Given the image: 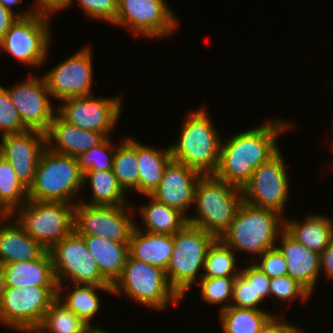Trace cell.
<instances>
[{
    "instance_id": "cell-40",
    "label": "cell",
    "mask_w": 333,
    "mask_h": 333,
    "mask_svg": "<svg viewBox=\"0 0 333 333\" xmlns=\"http://www.w3.org/2000/svg\"><path fill=\"white\" fill-rule=\"evenodd\" d=\"M29 130L14 108L8 90L0 84V137Z\"/></svg>"
},
{
    "instance_id": "cell-36",
    "label": "cell",
    "mask_w": 333,
    "mask_h": 333,
    "mask_svg": "<svg viewBox=\"0 0 333 333\" xmlns=\"http://www.w3.org/2000/svg\"><path fill=\"white\" fill-rule=\"evenodd\" d=\"M236 277H215V278H201L197 285L199 290L197 293L200 295L203 302L210 305L218 304V312L231 306L233 284Z\"/></svg>"
},
{
    "instance_id": "cell-51",
    "label": "cell",
    "mask_w": 333,
    "mask_h": 333,
    "mask_svg": "<svg viewBox=\"0 0 333 333\" xmlns=\"http://www.w3.org/2000/svg\"><path fill=\"white\" fill-rule=\"evenodd\" d=\"M332 121H333V120H332ZM331 125H332V133H333V122H332ZM332 136H333V135H332ZM331 141H332V142H331V145H332L331 147H332V151H333V140H331Z\"/></svg>"
},
{
    "instance_id": "cell-32",
    "label": "cell",
    "mask_w": 333,
    "mask_h": 333,
    "mask_svg": "<svg viewBox=\"0 0 333 333\" xmlns=\"http://www.w3.org/2000/svg\"><path fill=\"white\" fill-rule=\"evenodd\" d=\"M275 314L272 310L230 306L218 312V319L223 333H257Z\"/></svg>"
},
{
    "instance_id": "cell-22",
    "label": "cell",
    "mask_w": 333,
    "mask_h": 333,
    "mask_svg": "<svg viewBox=\"0 0 333 333\" xmlns=\"http://www.w3.org/2000/svg\"><path fill=\"white\" fill-rule=\"evenodd\" d=\"M47 250L9 215H0V266L40 258Z\"/></svg>"
},
{
    "instance_id": "cell-18",
    "label": "cell",
    "mask_w": 333,
    "mask_h": 333,
    "mask_svg": "<svg viewBox=\"0 0 333 333\" xmlns=\"http://www.w3.org/2000/svg\"><path fill=\"white\" fill-rule=\"evenodd\" d=\"M46 147V133L38 130L0 137V155L12 165L17 179L27 189L34 181L38 161Z\"/></svg>"
},
{
    "instance_id": "cell-52",
    "label": "cell",
    "mask_w": 333,
    "mask_h": 333,
    "mask_svg": "<svg viewBox=\"0 0 333 333\" xmlns=\"http://www.w3.org/2000/svg\"><path fill=\"white\" fill-rule=\"evenodd\" d=\"M86 331H76V332H73V333H85Z\"/></svg>"
},
{
    "instance_id": "cell-8",
    "label": "cell",
    "mask_w": 333,
    "mask_h": 333,
    "mask_svg": "<svg viewBox=\"0 0 333 333\" xmlns=\"http://www.w3.org/2000/svg\"><path fill=\"white\" fill-rule=\"evenodd\" d=\"M75 204L28 200L10 215L46 250L74 230Z\"/></svg>"
},
{
    "instance_id": "cell-38",
    "label": "cell",
    "mask_w": 333,
    "mask_h": 333,
    "mask_svg": "<svg viewBox=\"0 0 333 333\" xmlns=\"http://www.w3.org/2000/svg\"><path fill=\"white\" fill-rule=\"evenodd\" d=\"M111 137H107L100 145L81 153L77 158L83 173L86 171L112 170L116 146Z\"/></svg>"
},
{
    "instance_id": "cell-10",
    "label": "cell",
    "mask_w": 333,
    "mask_h": 333,
    "mask_svg": "<svg viewBox=\"0 0 333 333\" xmlns=\"http://www.w3.org/2000/svg\"><path fill=\"white\" fill-rule=\"evenodd\" d=\"M175 14L167 0H118L113 25L124 27L135 37L162 40L179 30Z\"/></svg>"
},
{
    "instance_id": "cell-11",
    "label": "cell",
    "mask_w": 333,
    "mask_h": 333,
    "mask_svg": "<svg viewBox=\"0 0 333 333\" xmlns=\"http://www.w3.org/2000/svg\"><path fill=\"white\" fill-rule=\"evenodd\" d=\"M57 287H6L0 303V325L19 333H34L51 303Z\"/></svg>"
},
{
    "instance_id": "cell-26",
    "label": "cell",
    "mask_w": 333,
    "mask_h": 333,
    "mask_svg": "<svg viewBox=\"0 0 333 333\" xmlns=\"http://www.w3.org/2000/svg\"><path fill=\"white\" fill-rule=\"evenodd\" d=\"M64 284L57 285V299L88 325H94L92 320L102 309V298L98 292L112 295V286Z\"/></svg>"
},
{
    "instance_id": "cell-42",
    "label": "cell",
    "mask_w": 333,
    "mask_h": 333,
    "mask_svg": "<svg viewBox=\"0 0 333 333\" xmlns=\"http://www.w3.org/2000/svg\"><path fill=\"white\" fill-rule=\"evenodd\" d=\"M253 262L270 279L279 276H288L286 259L277 247L266 250L254 259Z\"/></svg>"
},
{
    "instance_id": "cell-9",
    "label": "cell",
    "mask_w": 333,
    "mask_h": 333,
    "mask_svg": "<svg viewBox=\"0 0 333 333\" xmlns=\"http://www.w3.org/2000/svg\"><path fill=\"white\" fill-rule=\"evenodd\" d=\"M51 19L34 13L19 17L0 40V52H6L27 68H43L52 47Z\"/></svg>"
},
{
    "instance_id": "cell-39",
    "label": "cell",
    "mask_w": 333,
    "mask_h": 333,
    "mask_svg": "<svg viewBox=\"0 0 333 333\" xmlns=\"http://www.w3.org/2000/svg\"><path fill=\"white\" fill-rule=\"evenodd\" d=\"M74 1L77 2L76 4L82 9L81 11L87 19L114 24L118 10V0H68L67 10L74 4Z\"/></svg>"
},
{
    "instance_id": "cell-45",
    "label": "cell",
    "mask_w": 333,
    "mask_h": 333,
    "mask_svg": "<svg viewBox=\"0 0 333 333\" xmlns=\"http://www.w3.org/2000/svg\"><path fill=\"white\" fill-rule=\"evenodd\" d=\"M35 2L36 4L30 5L32 13L54 17V15L57 16V13L66 10L68 0H37Z\"/></svg>"
},
{
    "instance_id": "cell-20",
    "label": "cell",
    "mask_w": 333,
    "mask_h": 333,
    "mask_svg": "<svg viewBox=\"0 0 333 333\" xmlns=\"http://www.w3.org/2000/svg\"><path fill=\"white\" fill-rule=\"evenodd\" d=\"M276 247L286 259L288 276L313 295L320 280V254L297 242L285 230L280 234Z\"/></svg>"
},
{
    "instance_id": "cell-14",
    "label": "cell",
    "mask_w": 333,
    "mask_h": 333,
    "mask_svg": "<svg viewBox=\"0 0 333 333\" xmlns=\"http://www.w3.org/2000/svg\"><path fill=\"white\" fill-rule=\"evenodd\" d=\"M132 203L121 206L75 204L74 230L82 236H97L118 243H129L135 228Z\"/></svg>"
},
{
    "instance_id": "cell-25",
    "label": "cell",
    "mask_w": 333,
    "mask_h": 333,
    "mask_svg": "<svg viewBox=\"0 0 333 333\" xmlns=\"http://www.w3.org/2000/svg\"><path fill=\"white\" fill-rule=\"evenodd\" d=\"M311 213L302 220L285 217V231L297 242L321 254L333 240V217Z\"/></svg>"
},
{
    "instance_id": "cell-23",
    "label": "cell",
    "mask_w": 333,
    "mask_h": 333,
    "mask_svg": "<svg viewBox=\"0 0 333 333\" xmlns=\"http://www.w3.org/2000/svg\"><path fill=\"white\" fill-rule=\"evenodd\" d=\"M143 197L148 201L138 207V203L132 202L135 216L139 215L141 219V223L135 221V228L148 233L174 235L187 223V217L178 209L163 204L152 195Z\"/></svg>"
},
{
    "instance_id": "cell-49",
    "label": "cell",
    "mask_w": 333,
    "mask_h": 333,
    "mask_svg": "<svg viewBox=\"0 0 333 333\" xmlns=\"http://www.w3.org/2000/svg\"><path fill=\"white\" fill-rule=\"evenodd\" d=\"M5 288H6V284H5V280H4V275H3L2 268L0 267V303L2 301L4 292H5Z\"/></svg>"
},
{
    "instance_id": "cell-19",
    "label": "cell",
    "mask_w": 333,
    "mask_h": 333,
    "mask_svg": "<svg viewBox=\"0 0 333 333\" xmlns=\"http://www.w3.org/2000/svg\"><path fill=\"white\" fill-rule=\"evenodd\" d=\"M202 176L197 170L171 160L165 167L159 187L152 196L167 206L174 207L186 217L194 203L197 181Z\"/></svg>"
},
{
    "instance_id": "cell-4",
    "label": "cell",
    "mask_w": 333,
    "mask_h": 333,
    "mask_svg": "<svg viewBox=\"0 0 333 333\" xmlns=\"http://www.w3.org/2000/svg\"><path fill=\"white\" fill-rule=\"evenodd\" d=\"M242 202V189L214 175H202L195 187L192 207L195 214H188L187 223L220 239L229 229Z\"/></svg>"
},
{
    "instance_id": "cell-46",
    "label": "cell",
    "mask_w": 333,
    "mask_h": 333,
    "mask_svg": "<svg viewBox=\"0 0 333 333\" xmlns=\"http://www.w3.org/2000/svg\"><path fill=\"white\" fill-rule=\"evenodd\" d=\"M320 277L325 275L326 280H333V240L328 244L327 248L320 254ZM322 272V273H321Z\"/></svg>"
},
{
    "instance_id": "cell-7",
    "label": "cell",
    "mask_w": 333,
    "mask_h": 333,
    "mask_svg": "<svg viewBox=\"0 0 333 333\" xmlns=\"http://www.w3.org/2000/svg\"><path fill=\"white\" fill-rule=\"evenodd\" d=\"M217 238L189 223L173 235V253L166 269L170 287L184 301L202 278L207 251Z\"/></svg>"
},
{
    "instance_id": "cell-35",
    "label": "cell",
    "mask_w": 333,
    "mask_h": 333,
    "mask_svg": "<svg viewBox=\"0 0 333 333\" xmlns=\"http://www.w3.org/2000/svg\"><path fill=\"white\" fill-rule=\"evenodd\" d=\"M90 326L56 298L34 333H73L86 331Z\"/></svg>"
},
{
    "instance_id": "cell-1",
    "label": "cell",
    "mask_w": 333,
    "mask_h": 333,
    "mask_svg": "<svg viewBox=\"0 0 333 333\" xmlns=\"http://www.w3.org/2000/svg\"><path fill=\"white\" fill-rule=\"evenodd\" d=\"M291 119L275 117L255 127L222 137L219 165L213 174L217 179L243 189L253 171L279 149V137L293 129Z\"/></svg>"
},
{
    "instance_id": "cell-41",
    "label": "cell",
    "mask_w": 333,
    "mask_h": 333,
    "mask_svg": "<svg viewBox=\"0 0 333 333\" xmlns=\"http://www.w3.org/2000/svg\"><path fill=\"white\" fill-rule=\"evenodd\" d=\"M265 304L267 305L268 303H265L262 298H256L255 279H246L240 273L234 280L231 306L247 309H264L265 306L263 305Z\"/></svg>"
},
{
    "instance_id": "cell-44",
    "label": "cell",
    "mask_w": 333,
    "mask_h": 333,
    "mask_svg": "<svg viewBox=\"0 0 333 333\" xmlns=\"http://www.w3.org/2000/svg\"><path fill=\"white\" fill-rule=\"evenodd\" d=\"M279 314L273 315L257 333H305L299 325L289 323L281 317L283 314Z\"/></svg>"
},
{
    "instance_id": "cell-48",
    "label": "cell",
    "mask_w": 333,
    "mask_h": 333,
    "mask_svg": "<svg viewBox=\"0 0 333 333\" xmlns=\"http://www.w3.org/2000/svg\"><path fill=\"white\" fill-rule=\"evenodd\" d=\"M1 4L9 9L10 11H12L13 13H15L18 17H27L32 15V11L30 10V6L25 8L24 11L20 10V6H18V4H21V2H24L23 0H0ZM17 9L14 12V7Z\"/></svg>"
},
{
    "instance_id": "cell-37",
    "label": "cell",
    "mask_w": 333,
    "mask_h": 333,
    "mask_svg": "<svg viewBox=\"0 0 333 333\" xmlns=\"http://www.w3.org/2000/svg\"><path fill=\"white\" fill-rule=\"evenodd\" d=\"M312 296L304 286L289 276H279L270 279V299L271 302L274 300L275 304H281L283 307L287 304L291 307L292 302L297 299L303 305L308 303V300H312Z\"/></svg>"
},
{
    "instance_id": "cell-33",
    "label": "cell",
    "mask_w": 333,
    "mask_h": 333,
    "mask_svg": "<svg viewBox=\"0 0 333 333\" xmlns=\"http://www.w3.org/2000/svg\"><path fill=\"white\" fill-rule=\"evenodd\" d=\"M236 253L221 239H216L207 251L202 278L237 277L242 265L238 266L240 259Z\"/></svg>"
},
{
    "instance_id": "cell-21",
    "label": "cell",
    "mask_w": 333,
    "mask_h": 333,
    "mask_svg": "<svg viewBox=\"0 0 333 333\" xmlns=\"http://www.w3.org/2000/svg\"><path fill=\"white\" fill-rule=\"evenodd\" d=\"M107 137L105 133L68 124L56 114L46 132V146L53 152L78 157L100 145Z\"/></svg>"
},
{
    "instance_id": "cell-30",
    "label": "cell",
    "mask_w": 333,
    "mask_h": 333,
    "mask_svg": "<svg viewBox=\"0 0 333 333\" xmlns=\"http://www.w3.org/2000/svg\"><path fill=\"white\" fill-rule=\"evenodd\" d=\"M87 187L91 191L90 200L80 199V202L85 204L92 206H121L132 203L131 200L127 201L128 194L120 186L112 170L86 171L83 175L84 192L87 191V189L84 190Z\"/></svg>"
},
{
    "instance_id": "cell-50",
    "label": "cell",
    "mask_w": 333,
    "mask_h": 333,
    "mask_svg": "<svg viewBox=\"0 0 333 333\" xmlns=\"http://www.w3.org/2000/svg\"><path fill=\"white\" fill-rule=\"evenodd\" d=\"M85 333H110V331L105 330V328L102 329L101 327H99L98 325L95 324V326H94V325H91V326L86 330Z\"/></svg>"
},
{
    "instance_id": "cell-3",
    "label": "cell",
    "mask_w": 333,
    "mask_h": 333,
    "mask_svg": "<svg viewBox=\"0 0 333 333\" xmlns=\"http://www.w3.org/2000/svg\"><path fill=\"white\" fill-rule=\"evenodd\" d=\"M284 230L285 216L243 201L229 229L220 239L235 252L253 255L250 258L252 262L266 250L275 248Z\"/></svg>"
},
{
    "instance_id": "cell-13",
    "label": "cell",
    "mask_w": 333,
    "mask_h": 333,
    "mask_svg": "<svg viewBox=\"0 0 333 333\" xmlns=\"http://www.w3.org/2000/svg\"><path fill=\"white\" fill-rule=\"evenodd\" d=\"M57 285L112 286L100 273L82 235L73 230L49 250Z\"/></svg>"
},
{
    "instance_id": "cell-43",
    "label": "cell",
    "mask_w": 333,
    "mask_h": 333,
    "mask_svg": "<svg viewBox=\"0 0 333 333\" xmlns=\"http://www.w3.org/2000/svg\"><path fill=\"white\" fill-rule=\"evenodd\" d=\"M242 265L240 273L246 279H255L256 298H262L264 301L270 300V278L267 277L252 262Z\"/></svg>"
},
{
    "instance_id": "cell-47",
    "label": "cell",
    "mask_w": 333,
    "mask_h": 333,
    "mask_svg": "<svg viewBox=\"0 0 333 333\" xmlns=\"http://www.w3.org/2000/svg\"><path fill=\"white\" fill-rule=\"evenodd\" d=\"M19 17L5 8L0 2V40L5 36L10 26L18 19Z\"/></svg>"
},
{
    "instance_id": "cell-15",
    "label": "cell",
    "mask_w": 333,
    "mask_h": 333,
    "mask_svg": "<svg viewBox=\"0 0 333 333\" xmlns=\"http://www.w3.org/2000/svg\"><path fill=\"white\" fill-rule=\"evenodd\" d=\"M287 167L280 148L253 171L242 189L243 201L255 207L275 210L284 216L291 182Z\"/></svg>"
},
{
    "instance_id": "cell-34",
    "label": "cell",
    "mask_w": 333,
    "mask_h": 333,
    "mask_svg": "<svg viewBox=\"0 0 333 333\" xmlns=\"http://www.w3.org/2000/svg\"><path fill=\"white\" fill-rule=\"evenodd\" d=\"M28 201V189L16 177L12 165L0 155V215H9Z\"/></svg>"
},
{
    "instance_id": "cell-31",
    "label": "cell",
    "mask_w": 333,
    "mask_h": 333,
    "mask_svg": "<svg viewBox=\"0 0 333 333\" xmlns=\"http://www.w3.org/2000/svg\"><path fill=\"white\" fill-rule=\"evenodd\" d=\"M116 146L113 161V173L126 193L138 194L139 169L137 161V140L127 135Z\"/></svg>"
},
{
    "instance_id": "cell-2",
    "label": "cell",
    "mask_w": 333,
    "mask_h": 333,
    "mask_svg": "<svg viewBox=\"0 0 333 333\" xmlns=\"http://www.w3.org/2000/svg\"><path fill=\"white\" fill-rule=\"evenodd\" d=\"M206 105L187 113L181 122L178 140L169 144L172 160L213 175L219 165L222 135Z\"/></svg>"
},
{
    "instance_id": "cell-24",
    "label": "cell",
    "mask_w": 333,
    "mask_h": 333,
    "mask_svg": "<svg viewBox=\"0 0 333 333\" xmlns=\"http://www.w3.org/2000/svg\"><path fill=\"white\" fill-rule=\"evenodd\" d=\"M0 267L6 287H57L49 250L36 260L19 261Z\"/></svg>"
},
{
    "instance_id": "cell-27",
    "label": "cell",
    "mask_w": 333,
    "mask_h": 333,
    "mask_svg": "<svg viewBox=\"0 0 333 333\" xmlns=\"http://www.w3.org/2000/svg\"><path fill=\"white\" fill-rule=\"evenodd\" d=\"M173 245V235L148 233L134 228L129 241V255L166 271Z\"/></svg>"
},
{
    "instance_id": "cell-16",
    "label": "cell",
    "mask_w": 333,
    "mask_h": 333,
    "mask_svg": "<svg viewBox=\"0 0 333 333\" xmlns=\"http://www.w3.org/2000/svg\"><path fill=\"white\" fill-rule=\"evenodd\" d=\"M87 45L42 74L53 99L88 96L93 93V53Z\"/></svg>"
},
{
    "instance_id": "cell-29",
    "label": "cell",
    "mask_w": 333,
    "mask_h": 333,
    "mask_svg": "<svg viewBox=\"0 0 333 333\" xmlns=\"http://www.w3.org/2000/svg\"><path fill=\"white\" fill-rule=\"evenodd\" d=\"M171 160L169 145L158 149L137 140L138 195H152L154 193L159 187L165 167Z\"/></svg>"
},
{
    "instance_id": "cell-28",
    "label": "cell",
    "mask_w": 333,
    "mask_h": 333,
    "mask_svg": "<svg viewBox=\"0 0 333 333\" xmlns=\"http://www.w3.org/2000/svg\"><path fill=\"white\" fill-rule=\"evenodd\" d=\"M101 275L111 284L120 277L129 255V243H118L97 236H83Z\"/></svg>"
},
{
    "instance_id": "cell-12",
    "label": "cell",
    "mask_w": 333,
    "mask_h": 333,
    "mask_svg": "<svg viewBox=\"0 0 333 333\" xmlns=\"http://www.w3.org/2000/svg\"><path fill=\"white\" fill-rule=\"evenodd\" d=\"M121 98L119 95L105 97L96 94L69 97L57 103L56 114L68 124L111 137L122 116L124 103Z\"/></svg>"
},
{
    "instance_id": "cell-6",
    "label": "cell",
    "mask_w": 333,
    "mask_h": 333,
    "mask_svg": "<svg viewBox=\"0 0 333 333\" xmlns=\"http://www.w3.org/2000/svg\"><path fill=\"white\" fill-rule=\"evenodd\" d=\"M114 296H125L136 304L155 311H165L182 299L170 287L166 272L128 255L120 277L112 285ZM121 294V295H120Z\"/></svg>"
},
{
    "instance_id": "cell-17",
    "label": "cell",
    "mask_w": 333,
    "mask_h": 333,
    "mask_svg": "<svg viewBox=\"0 0 333 333\" xmlns=\"http://www.w3.org/2000/svg\"><path fill=\"white\" fill-rule=\"evenodd\" d=\"M9 93L14 108L18 111L24 125L29 130L46 133L56 115L57 106L47 89L43 76L29 73L15 86H4Z\"/></svg>"
},
{
    "instance_id": "cell-5",
    "label": "cell",
    "mask_w": 333,
    "mask_h": 333,
    "mask_svg": "<svg viewBox=\"0 0 333 333\" xmlns=\"http://www.w3.org/2000/svg\"><path fill=\"white\" fill-rule=\"evenodd\" d=\"M83 175L76 157L59 154L46 147L28 189V200L76 204L83 192Z\"/></svg>"
}]
</instances>
